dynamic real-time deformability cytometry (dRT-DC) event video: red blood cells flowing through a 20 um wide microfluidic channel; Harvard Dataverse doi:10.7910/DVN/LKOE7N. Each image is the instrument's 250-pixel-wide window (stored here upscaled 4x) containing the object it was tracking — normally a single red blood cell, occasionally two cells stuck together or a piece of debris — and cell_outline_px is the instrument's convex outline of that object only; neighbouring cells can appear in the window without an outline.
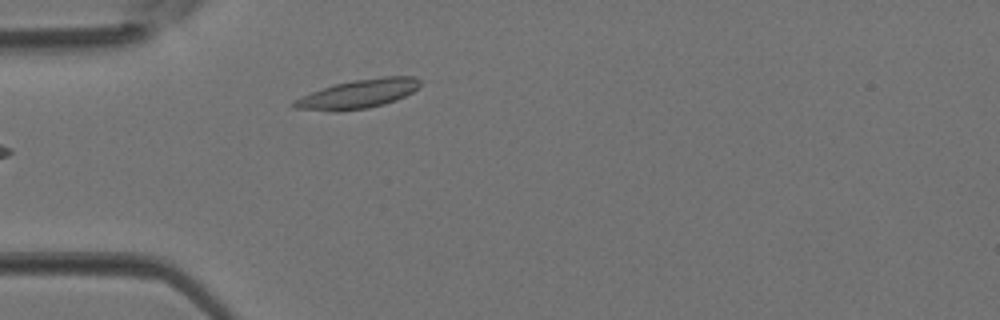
{"species": "Egyptian fruit bat (a non-hibernating species)", "species_latin": "Rousettus aegyptiacus", "temperature_condition": "room temperature", "stored_images_in_passage": 3, "camera_frame_rate_fps": 3000, "um_per_image_px": 0.085, "animal": {"sex": "female"}, "frame": {"image": 1, "passage_image": 3, "time_ms": 0.667, "image_size_px": [1000, 320], "cell_outline_px": [[420, 84], [412, 92], [396, 100], [384, 104], [368, 108], [340, 112], [336, 112], [292, 108], [292, 100], [312, 92], [336, 84], [352, 80], [384, 76], [416, 76], [420, 80]], "centroid_in_image_um": [30.43, 7.99], "position_along_channel_um": 54.6, "area_um2": 21.27}}